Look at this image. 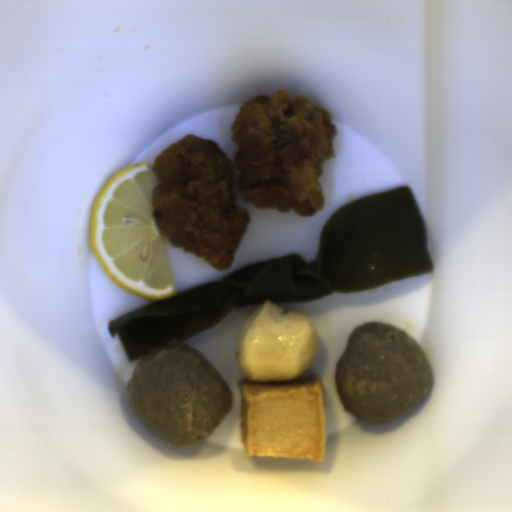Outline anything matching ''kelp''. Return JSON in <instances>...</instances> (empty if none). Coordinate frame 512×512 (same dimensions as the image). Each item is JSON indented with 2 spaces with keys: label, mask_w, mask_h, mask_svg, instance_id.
Returning a JSON list of instances; mask_svg holds the SVG:
<instances>
[{
  "label": "kelp",
  "mask_w": 512,
  "mask_h": 512,
  "mask_svg": "<svg viewBox=\"0 0 512 512\" xmlns=\"http://www.w3.org/2000/svg\"><path fill=\"white\" fill-rule=\"evenodd\" d=\"M433 270L422 216L409 187L346 204L324 223L317 254H287L156 300L108 323L129 361L183 342L245 306L357 293Z\"/></svg>",
  "instance_id": "kelp-1"
}]
</instances>
